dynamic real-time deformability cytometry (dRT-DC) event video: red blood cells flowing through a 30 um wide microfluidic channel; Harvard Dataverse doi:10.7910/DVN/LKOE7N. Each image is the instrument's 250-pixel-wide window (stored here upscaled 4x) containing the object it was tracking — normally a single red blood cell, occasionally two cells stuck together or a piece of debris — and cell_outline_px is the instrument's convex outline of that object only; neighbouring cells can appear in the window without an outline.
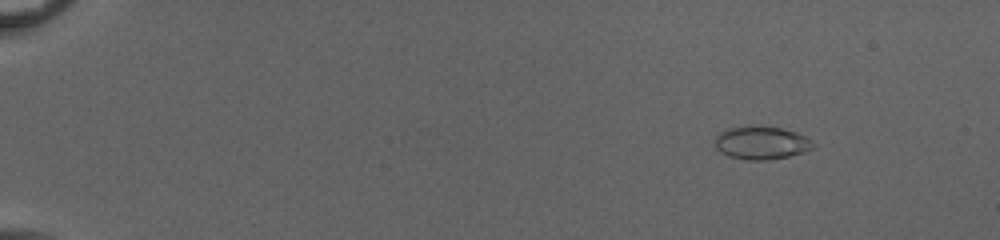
{"species": "common noctule bat (a hibernating species)", "species_latin": "Nyctalus noctula", "temperature_condition": "cold", "stored_images_in_passage": 54, "camera_frame_rate_fps": 3000, "um_per_image_px": 0.085, "animal": {"sex": "female", "body_mass_g": 20.0, "forearm_length_mm": 54.0}, "frame": {"image": 1, "passage_image": 8, "time_ms": 2.333, "image_size_px": [1000, 240], "cell_outline_px": [[816, 144], [812, 148], [804, 152], [788, 156], [768, 160], [748, 160], [728, 156], [720, 152], [716, 148], [716, 136], [720, 132], [728, 128], [748, 124], [752, 124], [780, 128], [796, 132], [812, 140]], "centroid_in_image_um": [64.71, 12.12], "position_along_channel_um": 20.3, "area_um2": 19.19}}
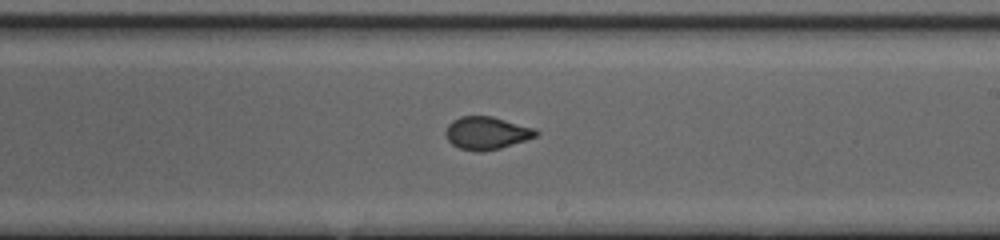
{"frame": {"image": 2, "passage_image": 35, "time_ms": 11.333, "image_size_px": [1000, 240], "cell_outline_px": [[540, 132], [536, 136], [500, 148], [480, 152], [460, 148], [452, 144], [448, 140], [444, 132], [448, 124], [452, 120], [460, 116], [492, 116], [536, 128]], "centroid_in_image_um": [41.35, 11.29], "position_along_channel_um": 247.6, "area_um2": 17.22}}
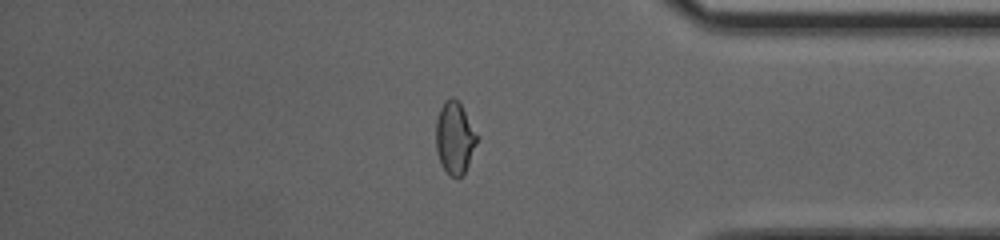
{"frame": {"image": 3, "passage_image": 47, "time_ms": 15.333, "image_size_px": [1000, 240], "cell_outline_px": [[480, 136], [468, 164], [464, 172], [456, 180], [440, 164], [436, 148], [436, 120], [440, 108], [444, 100], [452, 96], [460, 104]], "centroid_in_image_um": [38.66, 11.7], "position_along_channel_um": 396.5, "area_um2": 17.34}, "authors_computed_cell_mechanics": {"area_um2": 17.6579, "velocity_mm_per_s": 4.088, "shape_relaxation_time_tau1_ms": null, "shape_relaxation_time_tau2_ms": 0.729, "deformation_change_tau1": null, "deformation_change_tau2": 0.0621}}